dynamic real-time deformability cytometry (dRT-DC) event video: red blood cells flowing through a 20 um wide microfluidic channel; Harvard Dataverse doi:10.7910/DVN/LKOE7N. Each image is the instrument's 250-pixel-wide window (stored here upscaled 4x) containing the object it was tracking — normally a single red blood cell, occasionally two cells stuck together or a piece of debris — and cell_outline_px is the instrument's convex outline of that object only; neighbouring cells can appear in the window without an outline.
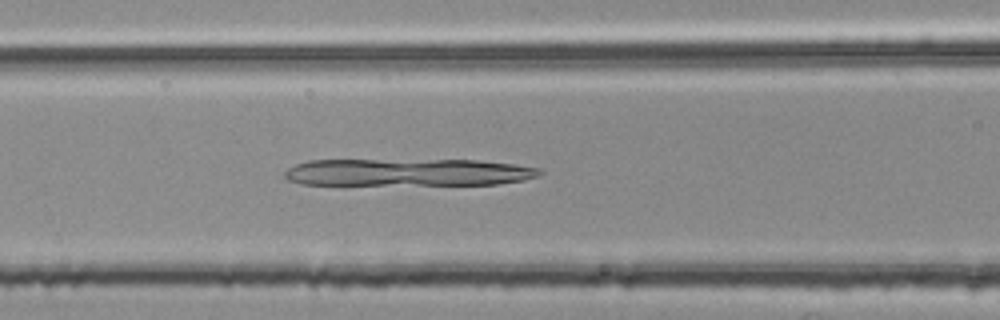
{"species": "common noctule bat (a hibernating species)", "species_latin": "Nyctalus noctula", "temperature_condition": "room temperature", "stored_images_in_passage": 41, "camera_frame_rate_fps": 3000, "um_per_image_px": 0.085, "animal": {"sex": "female", "body_mass_g": 25.1}, "frame": {"image": 1, "passage_image": 10, "time_ms": 3.0, "image_size_px": [1000, 320], "cell_outline_px": [[544, 172], [536, 176], [524, 180], [496, 184], [300, 184], [288, 180], [284, 176], [284, 172], [288, 168], [296, 164], [308, 160], [476, 160], [516, 164], [540, 168]], "centroid_in_image_um": [34.69, 14.64], "position_along_channel_um": 131.9, "area_um2": 40.52}}
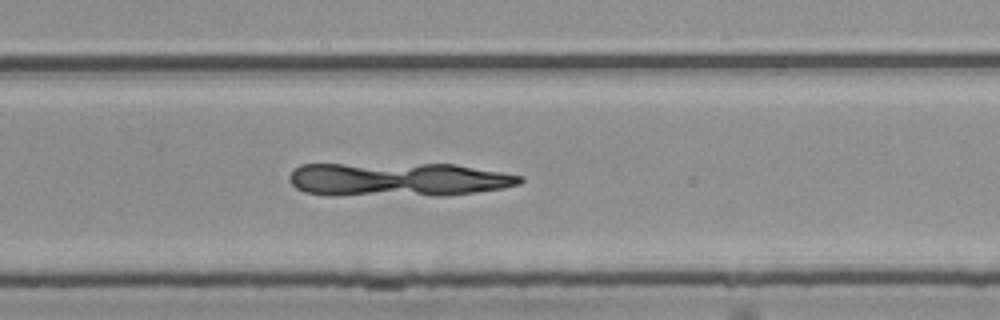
{"frame": {"image": 2, "passage_image": 23, "time_ms": 7.333, "image_size_px": [1000, 320], "cell_outline_px": [[524, 180], [520, 184], [504, 188], [476, 192], [444, 196], [332, 196], [304, 192], [296, 188], [288, 180], [288, 176], [300, 164], [456, 164], [524, 176]], "centroid_in_image_um": [33.83, 15.27], "position_along_channel_um": 296.0, "area_um2": 46.41}}
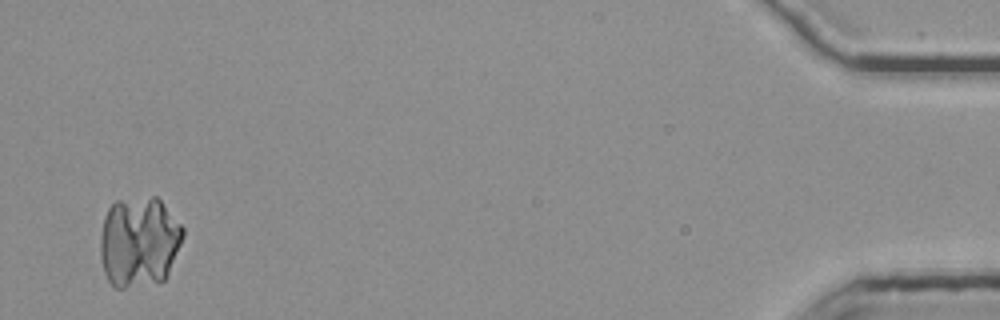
{"frame": {"image": 3, "passage_image": 40, "time_ms": 13.0, "image_size_px": [1000, 320], "cell_outline_px": [[184, 236], [168, 276], [164, 280], [124, 288], [116, 288], [108, 280], [104, 272], [100, 260], [100, 236], [104, 216], [108, 208], [116, 200], [152, 196], [156, 196], [160, 200], [184, 228]], "centroid_in_image_um": [11.81, 20.55], "position_along_channel_um": 423.4, "area_um2": 43.99}}